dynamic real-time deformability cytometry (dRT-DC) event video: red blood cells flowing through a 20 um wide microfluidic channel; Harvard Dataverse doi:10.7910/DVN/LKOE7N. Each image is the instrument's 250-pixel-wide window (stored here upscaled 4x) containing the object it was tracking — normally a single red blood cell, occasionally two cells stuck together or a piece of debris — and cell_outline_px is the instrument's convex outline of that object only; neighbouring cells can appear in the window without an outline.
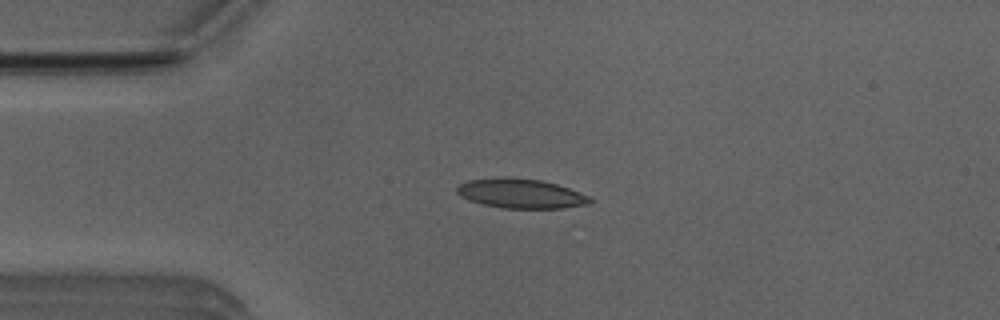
{"species": "Egyptian fruit bat (a non-hibernating species)", "species_latin": "Rousettus aegyptiacus", "temperature_condition": "room temperature", "stored_images_in_passage": 29, "camera_frame_rate_fps": 3000, "um_per_image_px": 0.085, "animal": {"sex": "male"}, "frame": {"image": 1, "passage_image": 12, "time_ms": 3.667, "image_size_px": [1000, 320], "cell_outline_px": [[592, 200], [588, 204], [564, 208], [504, 208], [484, 204], [468, 200], [460, 196], [456, 192], [456, 188], [460, 184], [468, 180], [504, 176], [508, 176], [540, 180], [556, 184], [592, 196]], "centroid_in_image_um": [44.27, 16.44], "position_along_channel_um": 40.7, "area_um2": 23.0}}
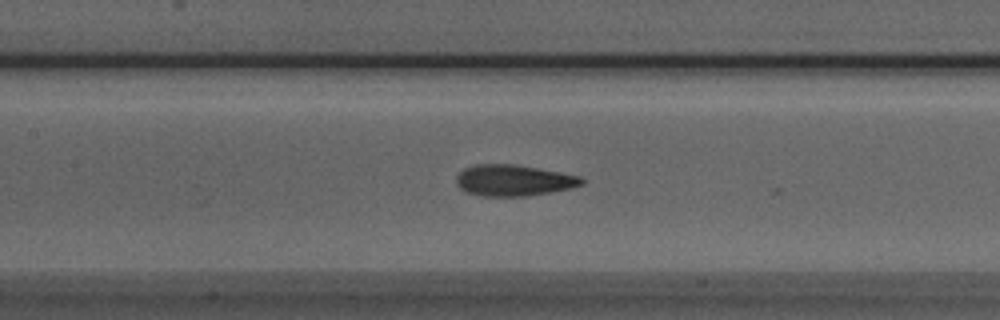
{"frame": {"image": 2, "passage_image": 23, "time_ms": 7.333, "image_size_px": [1000, 320], "cell_outline_px": [[584, 184], [568, 188], [528, 196], [484, 196], [464, 192], [456, 184], [456, 176], [464, 168], [476, 164], [512, 164], [536, 168], [580, 176], [584, 180]], "centroid_in_image_um": [43.6, 15.33], "position_along_channel_um": 163.8, "area_um2": 22.6}}
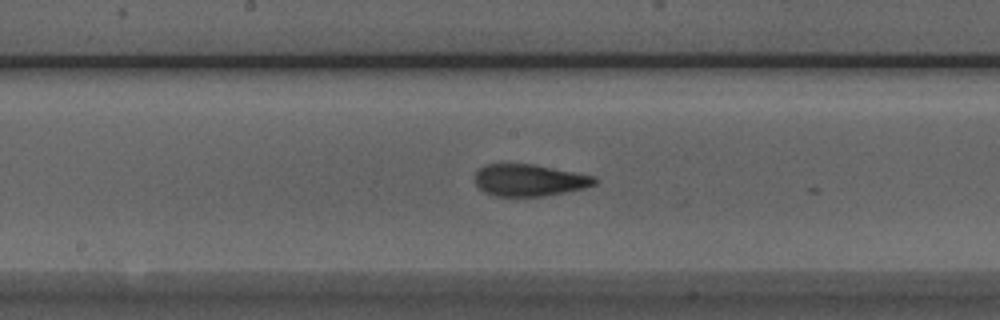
{"frame": {"image": 3, "passage_image": 26, "time_ms": 8.333, "image_size_px": [1000, 320], "cell_outline_px": [[600, 180], [596, 184], [584, 188], [544, 196], [492, 196], [484, 192], [476, 184], [476, 172], [484, 164], [536, 164], [596, 176]], "centroid_in_image_um": [45.03, 15.31], "position_along_channel_um": 203.2, "area_um2": 22.43}}